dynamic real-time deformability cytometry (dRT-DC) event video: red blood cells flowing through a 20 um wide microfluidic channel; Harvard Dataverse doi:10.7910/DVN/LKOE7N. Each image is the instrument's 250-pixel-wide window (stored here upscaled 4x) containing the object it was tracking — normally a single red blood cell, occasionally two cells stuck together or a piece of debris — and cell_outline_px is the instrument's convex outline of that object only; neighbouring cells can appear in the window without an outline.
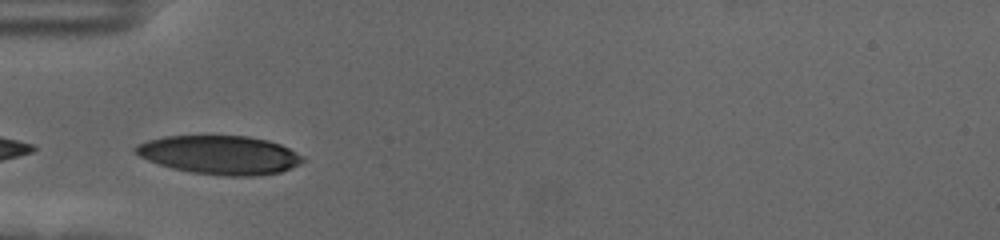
{"species": "human", "species_latin": "Homo sapiens", "temperature_condition": "cold", "stored_images_in_passage": 15, "camera_frame_rate_fps": 3000, "um_per_image_px": 0.085, "donor": {"sex": "female"}, "frame": {"image": 1, "passage_image": 1, "time_ms": 0.0, "image_size_px": [1000, 240], "cell_outline_px": [[304, 160], [300, 164], [280, 172], [256, 176], [228, 176], [192, 172], [172, 168], [148, 160], [140, 156], [132, 148], [136, 144], [148, 140], [164, 136], [248, 136], [268, 140], [280, 144], [304, 156]], "centroid_in_image_um": [18.69, 13.16], "position_along_channel_um": 66.3, "area_um2": 37.63}}
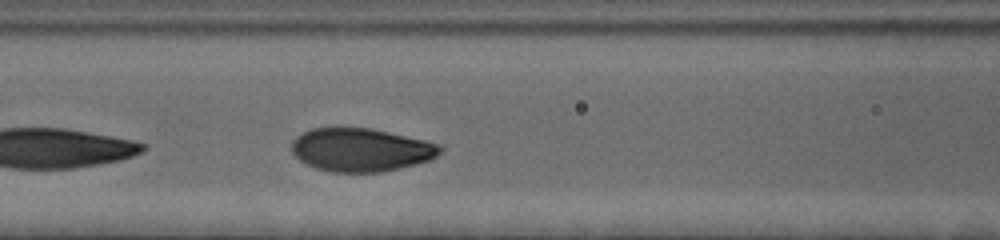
{"frame": {"image": 2, "passage_image": 7, "time_ms": 2.0, "image_size_px": [1000, 240], "cell_outline_px": [[444, 148], [432, 160], [400, 168], [380, 172], [332, 172], [316, 168], [300, 160], [292, 152], [292, 140], [296, 136], [312, 128], [372, 128], [424, 140], [440, 144]], "centroid_in_image_um": [30.7, 12.73], "position_along_channel_um": 135.9, "area_um2": 37.4}}
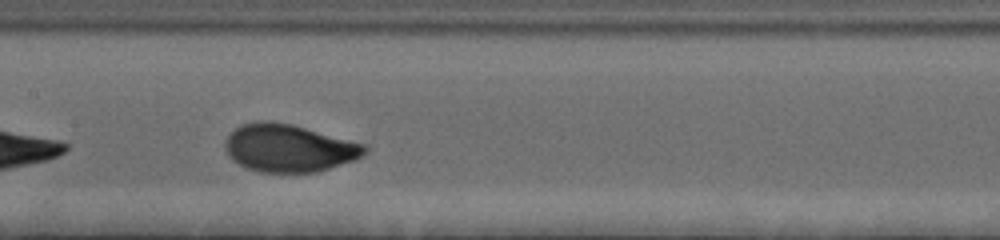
{"frame": {"image": 3, "passage_image": 11, "time_ms": 3.333, "image_size_px": [1000, 240], "cell_outline_px": [[368, 148], [360, 156], [352, 160], [316, 172], [260, 172], [248, 168], [232, 160], [228, 156], [224, 148], [224, 144], [228, 136], [240, 124], [256, 120], [268, 120], [292, 124], [368, 144]], "centroid_in_image_um": [24.53, 12.56], "position_along_channel_um": 182.9, "area_um2": 38.78}}